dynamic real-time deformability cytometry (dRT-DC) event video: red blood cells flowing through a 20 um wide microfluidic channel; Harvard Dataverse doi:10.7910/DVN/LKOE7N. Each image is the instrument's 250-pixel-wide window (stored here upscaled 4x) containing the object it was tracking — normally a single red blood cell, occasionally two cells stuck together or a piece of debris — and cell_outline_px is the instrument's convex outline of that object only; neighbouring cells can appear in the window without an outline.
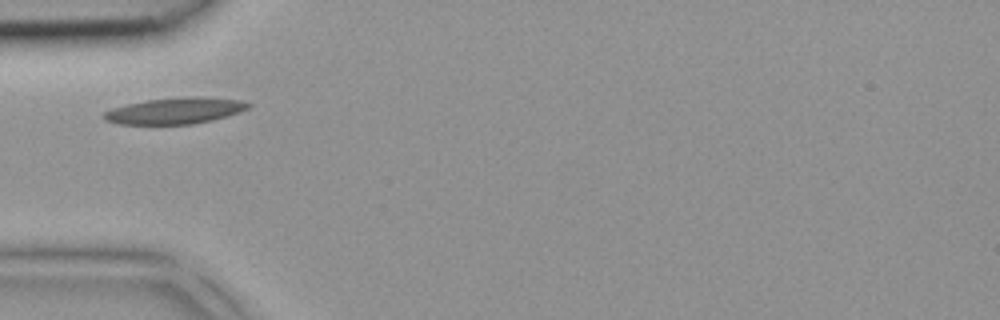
{"species": "common noctule bat (a hibernating species)", "species_latin": "Nyctalus noctula", "temperature_condition": "room temperature", "stored_images_in_passage": 1, "camera_frame_rate_fps": 3000, "um_per_image_px": 0.085, "animal": {"sex": "female", "body_mass_g": 18.4}, "frame": {"image": 1, "passage_image": 1, "time_ms": 0.0, "image_size_px": [1000, 320], "cell_outline_px": [[252, 104], [248, 108], [240, 112], [212, 120], [192, 124], [120, 124], [104, 120], [100, 116], [104, 112], [112, 108], [128, 104], [148, 100], [184, 96], [200, 96], [244, 100]], "centroid_in_image_um": [14.9, 9.4], "position_along_channel_um": 70.1, "area_um2": 22.25}}